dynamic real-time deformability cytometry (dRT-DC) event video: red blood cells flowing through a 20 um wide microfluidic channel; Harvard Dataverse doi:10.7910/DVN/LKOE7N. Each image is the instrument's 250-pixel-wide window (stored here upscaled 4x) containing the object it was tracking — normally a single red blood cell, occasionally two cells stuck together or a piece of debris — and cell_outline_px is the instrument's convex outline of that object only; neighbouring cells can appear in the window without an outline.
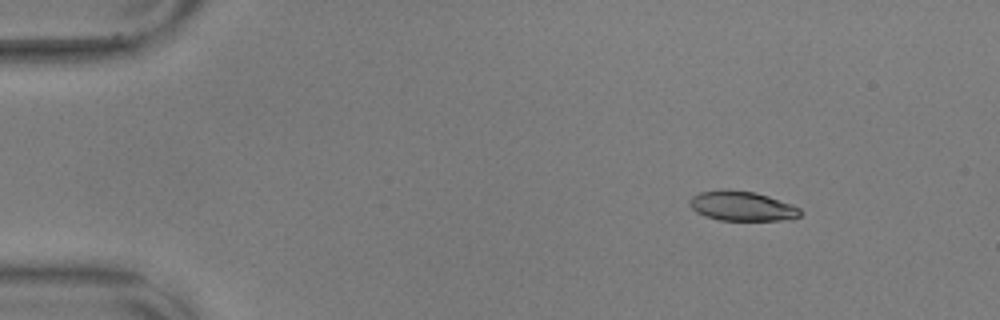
{"species": "common noctule bat (a hibernating species)", "species_latin": "Nyctalus noctula", "temperature_condition": "warm", "stored_images_in_passage": 50, "camera_frame_rate_fps": 3000, "um_per_image_px": 0.085, "animal": {"sex": "male", "body_mass_g": 17.9, "forearm_length_mm": 54.2}, "frame": {"image": 1, "passage_image": 1, "time_ms": 0.0, "image_size_px": [1000, 320], "cell_outline_px": [[800, 216], [792, 220], [720, 220], [704, 216], [696, 212], [688, 204], [688, 200], [692, 196], [700, 192], [728, 188], [756, 192], [792, 204], [800, 208]], "centroid_in_image_um": [63.05, 17.5], "position_along_channel_um": 21.9, "area_um2": 19.42}}
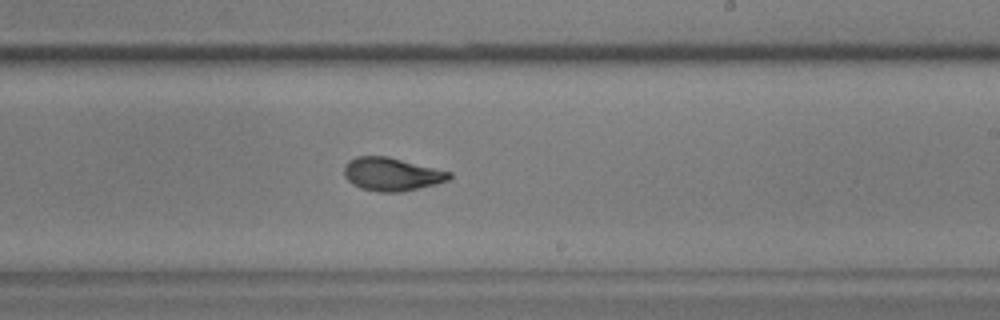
{"frame": {"image": 2, "passage_image": 28, "time_ms": 9.0, "image_size_px": [1000, 320], "cell_outline_px": [[452, 176], [448, 180], [436, 184], [400, 192], [376, 192], [360, 188], [352, 184], [344, 176], [344, 164], [348, 160], [356, 156], [388, 156], [452, 172]], "centroid_in_image_um": [33.27, 14.8], "position_along_channel_um": 255.7, "area_um2": 20.52}}
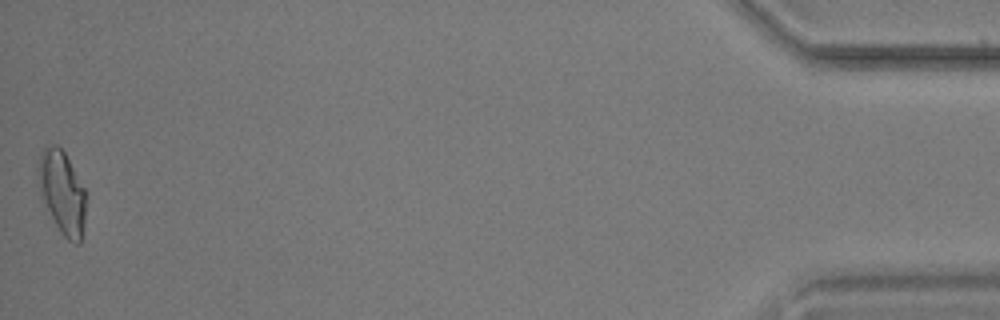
{"frame": {"image": 3, "passage_image": 50, "time_ms": 16.333, "image_size_px": [1000, 320], "cell_outline_px": [[88, 196], [80, 244], [76, 244], [68, 240], [60, 232], [40, 196], [36, 168], [44, 144], [56, 144], [64, 152], [88, 192]], "centroid_in_image_um": [5.29, 16.32], "position_along_channel_um": 429.9, "area_um2": 23.7}, "authors_computed_cell_mechanics": {"area_um2": 20.5479, "velocity_mm_per_s": 3.575, "shape_relaxation_time_tau1_ms": 5.3002, "shape_relaxation_time_tau2_ms": 1.6337, "deformation_change_tau1": 0.1848, "deformation_change_tau2": 0.0809}}